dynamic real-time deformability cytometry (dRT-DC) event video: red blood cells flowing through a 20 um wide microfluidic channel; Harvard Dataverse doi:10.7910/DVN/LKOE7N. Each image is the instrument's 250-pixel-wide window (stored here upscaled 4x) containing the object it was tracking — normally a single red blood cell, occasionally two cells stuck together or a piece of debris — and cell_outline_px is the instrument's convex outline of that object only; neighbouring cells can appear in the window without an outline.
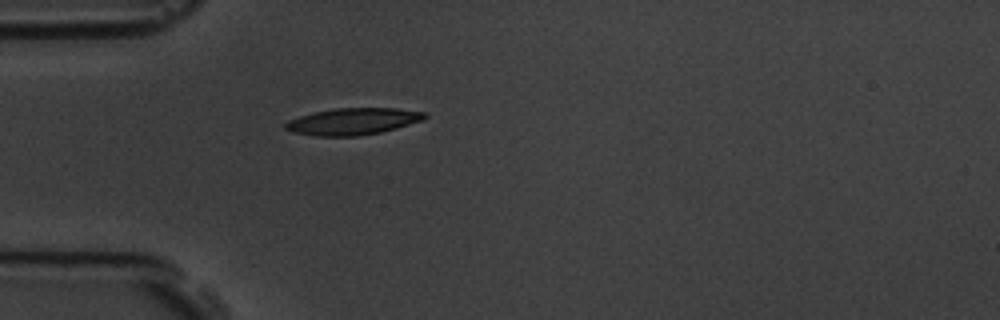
{"species": "common noctule bat (a hibernating species)", "species_latin": "Nyctalus noctula", "temperature_condition": "room temperature", "stored_images_in_passage": 39, "camera_frame_rate_fps": 3000, "um_per_image_px": 0.085, "animal": {"sex": "male", "body_mass_g": 19.5, "forearm_length_mm": 54.6}, "frame": {"image": 1, "passage_image": 1, "time_ms": 0.0, "image_size_px": [1000, 320], "cell_outline_px": [[428, 116], [424, 120], [396, 128], [380, 132], [356, 136], [316, 136], [296, 132], [284, 128], [284, 124], [288, 120], [312, 112], [336, 108], [396, 108], [424, 112]], "centroid_in_image_um": [30.01, 10.31], "position_along_channel_um": 55.0, "area_um2": 21.62}}
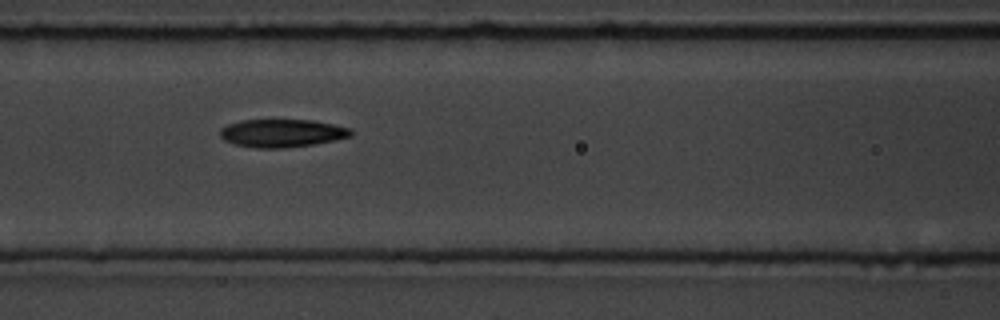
{"frame": {"image": 2, "passage_image": 9, "time_ms": 2.667, "image_size_px": [1000, 320], "cell_outline_px": [[352, 136], [336, 140], [312, 144], [284, 148], [256, 148], [232, 144], [224, 140], [220, 136], [220, 128], [228, 124], [240, 120], [312, 120], [352, 128]], "centroid_in_image_um": [23.95, 11.32], "position_along_channel_um": 142.6, "area_um2": 21.44}}
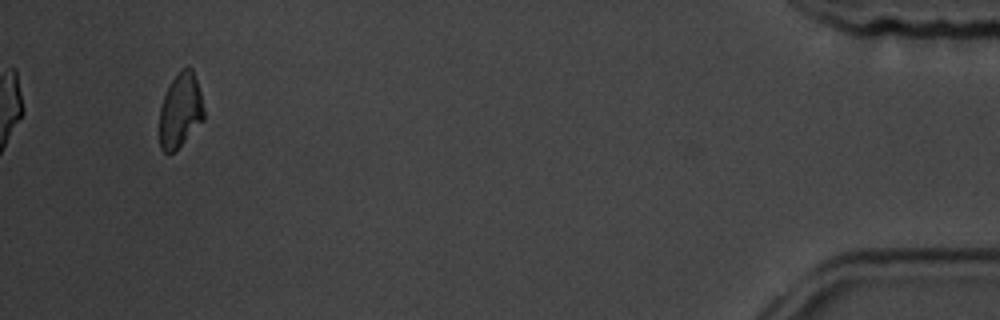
{"frame": {"image": 3, "passage_image": 39, "time_ms": 12.667, "image_size_px": [1000, 320], "cell_outline_px": [[204, 120], [172, 152], [164, 152], [160, 148], [160, 108], [164, 96], [172, 80], [188, 64], [192, 68], [200, 92], [204, 108]], "centroid_in_image_um": [15.34, 9.37], "position_along_channel_um": 419.9, "area_um2": 18.79}, "authors_computed_cell_mechanics": {"area_um2": 21.2704, "velocity_mm_per_s": 3.5367, "shape_relaxation_time_tau1_ms": 3.7239, "shape_relaxation_time_tau2_ms": 4.5025, "deformation_change_tau1": 0.1141, "deformation_change_tau2": 0.0788}}